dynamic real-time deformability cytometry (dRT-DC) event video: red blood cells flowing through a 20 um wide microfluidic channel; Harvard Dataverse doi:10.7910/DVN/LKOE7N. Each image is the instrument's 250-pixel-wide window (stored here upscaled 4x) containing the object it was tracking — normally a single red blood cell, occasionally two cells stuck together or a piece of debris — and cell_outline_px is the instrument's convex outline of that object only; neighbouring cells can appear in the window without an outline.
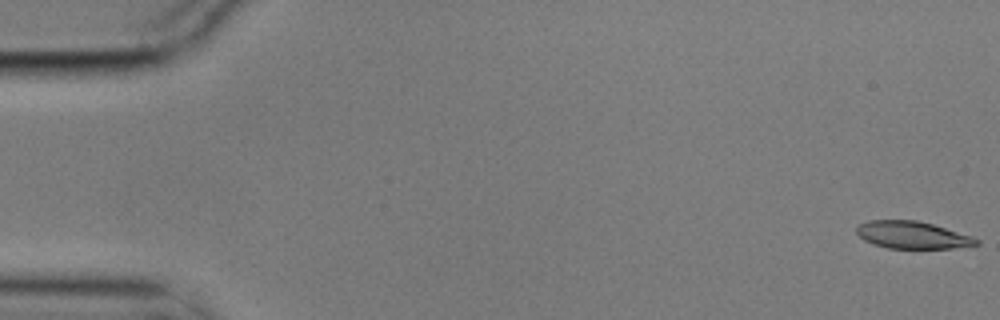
{"species": "common noctule bat (a hibernating species)", "species_latin": "Nyctalus noctula", "temperature_condition": "cold", "stored_images_in_passage": 5, "camera_frame_rate_fps": 3000, "um_per_image_px": 0.085, "animal": {"sex": "male", "body_mass_g": 17.9}, "frame": {"image": 1, "passage_image": 1, "time_ms": 0.0, "image_size_px": [1000, 320], "cell_outline_px": [[980, 244], [952, 248], [888, 248], [872, 244], [864, 240], [856, 232], [856, 228], [860, 224], [868, 220], [916, 220], [932, 224], [972, 236], [980, 240]], "centroid_in_image_um": [77.54, 19.97], "position_along_channel_um": 7.5, "area_um2": 18.96}}
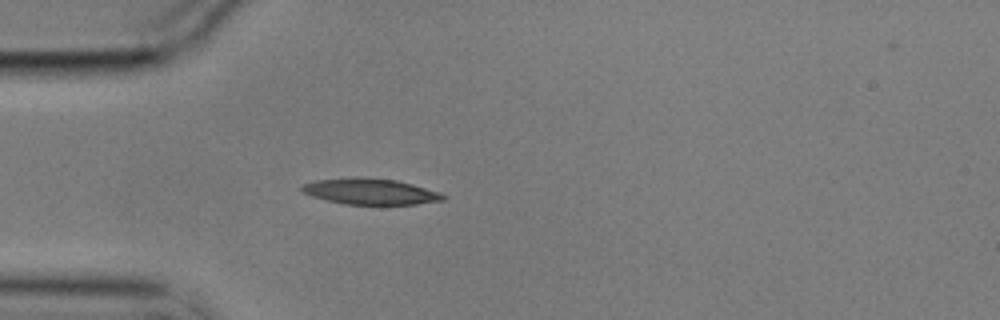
{"frame": {"image": 2, "passage_image": 5, "time_ms": 1.333, "image_size_px": [1000, 320], "cell_outline_px": [[448, 196], [444, 200], [416, 204], [344, 204], [312, 196], [304, 192], [300, 188], [304, 184], [316, 180], [356, 176], [396, 180], [412, 184], [440, 192]], "centroid_in_image_um": [31.51, 16.27], "position_along_channel_um": 53.5, "area_um2": 21.33}}